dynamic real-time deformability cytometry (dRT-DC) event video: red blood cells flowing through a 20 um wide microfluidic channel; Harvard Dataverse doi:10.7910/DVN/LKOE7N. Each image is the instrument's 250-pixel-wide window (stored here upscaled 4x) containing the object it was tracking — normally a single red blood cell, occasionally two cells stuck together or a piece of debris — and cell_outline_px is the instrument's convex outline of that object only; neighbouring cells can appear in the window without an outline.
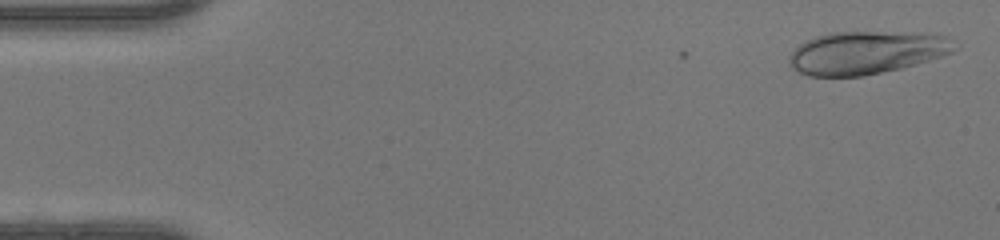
{"species": "human", "species_latin": "Homo sapiens", "temperature_condition": "warm", "stored_images_in_passage": 48, "camera_frame_rate_fps": 3000, "um_per_image_px": 0.085, "donor": {"sex": "female"}, "frame": {"image": 1, "passage_image": 2, "time_ms": 0.333, "image_size_px": [1000, 240], "cell_outline_px": [[960, 48], [952, 52], [916, 64], [900, 68], [864, 76], [808, 76], [792, 68], [788, 64], [788, 56], [800, 44], [816, 36], [828, 32], [932, 32], [944, 36]], "centroid_in_image_um": [73.65, 4.46], "position_along_channel_um": 11.4, "area_um2": 41.56}}
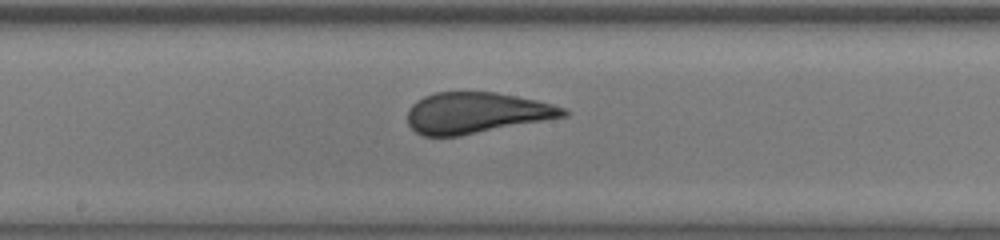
{"frame": {"image": 2, "passage_image": 25, "time_ms": 8.0, "image_size_px": [1000, 240], "cell_outline_px": [[568, 116], [460, 136], [424, 136], [416, 132], [408, 124], [408, 108], [416, 100], [424, 96], [436, 92], [496, 92], [536, 100], [552, 104], [564, 108], [568, 112]], "centroid_in_image_um": [40.47, 9.59], "position_along_channel_um": 207.7, "area_um2": 37.22}}
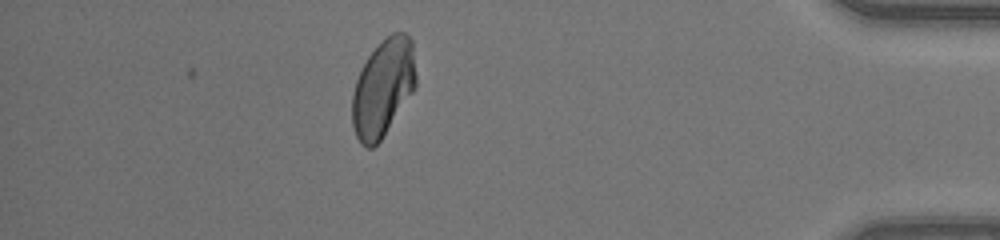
{"frame": {"image": 3, "passage_image": 42, "time_ms": 13.667, "image_size_px": [1000, 240], "cell_outline_px": [[416, 88], [380, 140], [372, 148], [368, 148], [360, 144], [356, 136], [352, 124], [352, 96], [356, 80], [368, 56], [392, 32], [404, 32], [412, 40], [416, 76]], "centroid_in_image_um": [32.57, 7.48], "position_along_channel_um": 402.6, "area_um2": 35.89}, "authors_computed_cell_mechanics": {"area_um2": 37.8879, "velocity_mm_per_s": 4.2737, "shape_relaxation_time_tau1_ms": 7.9863, "shape_relaxation_time_tau2_ms": null, "deformation_change_tau1": 0.2273, "deformation_change_tau2": null}}